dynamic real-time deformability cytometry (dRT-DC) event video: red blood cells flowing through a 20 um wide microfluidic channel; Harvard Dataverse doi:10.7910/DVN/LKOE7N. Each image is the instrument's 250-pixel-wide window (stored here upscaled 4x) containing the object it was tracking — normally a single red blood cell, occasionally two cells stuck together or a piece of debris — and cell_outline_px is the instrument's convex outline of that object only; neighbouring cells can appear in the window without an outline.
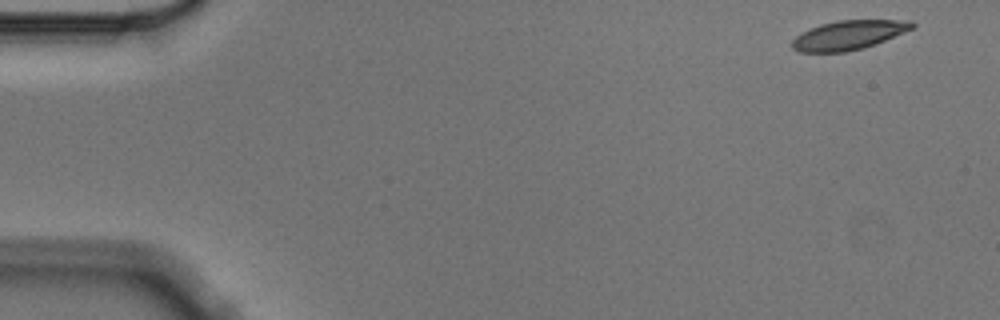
{"species": "Egyptian fruit bat (a non-hibernating species)", "species_latin": "Rousettus aegyptiacus", "temperature_condition": "cold", "stored_images_in_passage": 5, "camera_frame_rate_fps": 3000, "um_per_image_px": 0.085, "animal": {"sex": "male"}, "frame": {"image": 1, "passage_image": 1, "time_ms": 0.0, "image_size_px": [1000, 320], "cell_outline_px": [[916, 24], [912, 28], [904, 32], [864, 48], [844, 52], [800, 52], [792, 48], [792, 40], [800, 32], [820, 24], [836, 20], [912, 20]], "centroid_in_image_um": [72.1, 2.97], "position_along_channel_um": 12.9, "area_um2": 20.4}}
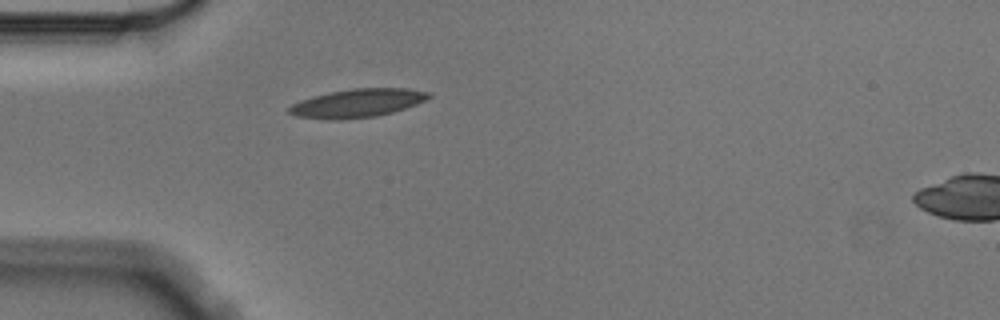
{"frame": {"image": 2, "passage_image": 4, "time_ms": 1.0, "image_size_px": [1000, 320], "cell_outline_px": [[432, 96], [416, 104], [392, 112], [376, 116], [340, 120], [328, 120], [296, 116], [288, 112], [288, 108], [292, 104], [300, 100], [312, 96], [328, 92], [352, 88], [408, 88], [428, 92]], "centroid_in_image_um": [30.34, 8.76], "position_along_channel_um": 54.7, "area_um2": 23.18}}